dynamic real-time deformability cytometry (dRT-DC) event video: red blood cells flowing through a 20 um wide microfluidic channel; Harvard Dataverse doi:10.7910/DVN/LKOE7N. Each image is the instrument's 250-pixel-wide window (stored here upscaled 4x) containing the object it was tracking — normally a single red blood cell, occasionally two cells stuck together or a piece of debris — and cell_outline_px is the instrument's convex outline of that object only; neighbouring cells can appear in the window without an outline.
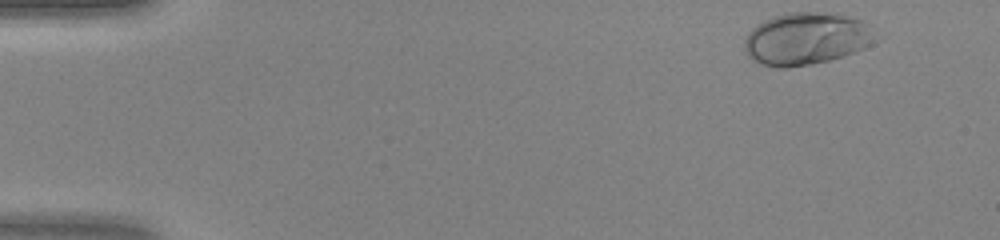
{"species": "human", "species_latin": "Homo sapiens", "temperature_condition": "warm", "stored_images_in_passage": 44, "camera_frame_rate_fps": 3000, "um_per_image_px": 0.085, "donor": {"sex": "female"}, "frame": {"image": 1, "passage_image": 1, "time_ms": 0.0, "image_size_px": [1000, 240], "cell_outline_px": [[872, 44], [864, 48], [828, 60], [812, 64], [788, 68], [776, 68], [760, 64], [748, 56], [744, 48], [744, 40], [748, 32], [756, 24], [772, 16], [788, 12], [840, 12], [864, 20], [868, 24]], "centroid_in_image_um": [68.47, 3.27], "position_along_channel_um": 16.5, "area_um2": 40.06}}
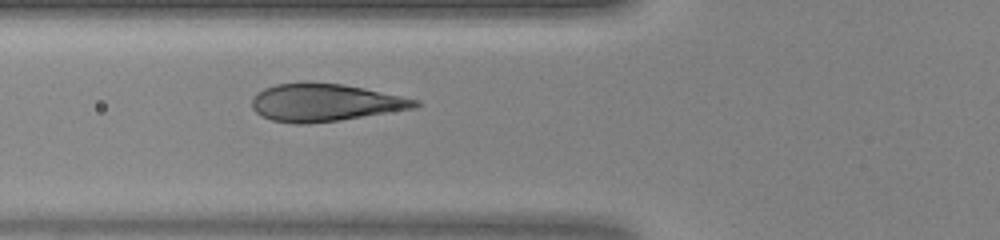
{"frame": {"image": 2, "passage_image": 15, "time_ms": 4.667, "image_size_px": [1000, 240], "cell_outline_px": [[420, 104], [416, 108], [340, 120], [308, 124], [296, 124], [272, 120], [260, 116], [252, 108], [252, 96], [256, 92], [264, 88], [276, 84], [344, 84], [364, 88], [420, 100]], "centroid_in_image_um": [27.61, 8.74], "position_along_channel_um": 98.2, "area_um2": 35.37}}
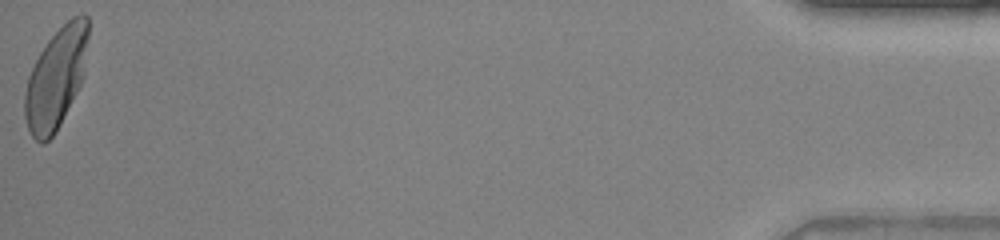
{"frame": {"image": 3, "passage_image": 44, "time_ms": 14.333, "image_size_px": [1000, 240], "cell_outline_px": [[88, 36], [84, 76], [56, 132], [44, 144], [40, 144], [32, 136], [28, 128], [24, 116], [24, 96], [28, 76], [40, 52], [48, 40], [72, 16], [88, 16]], "centroid_in_image_um": [4.75, 6.68], "position_along_channel_um": 430.5, "area_um2": 36.82}}